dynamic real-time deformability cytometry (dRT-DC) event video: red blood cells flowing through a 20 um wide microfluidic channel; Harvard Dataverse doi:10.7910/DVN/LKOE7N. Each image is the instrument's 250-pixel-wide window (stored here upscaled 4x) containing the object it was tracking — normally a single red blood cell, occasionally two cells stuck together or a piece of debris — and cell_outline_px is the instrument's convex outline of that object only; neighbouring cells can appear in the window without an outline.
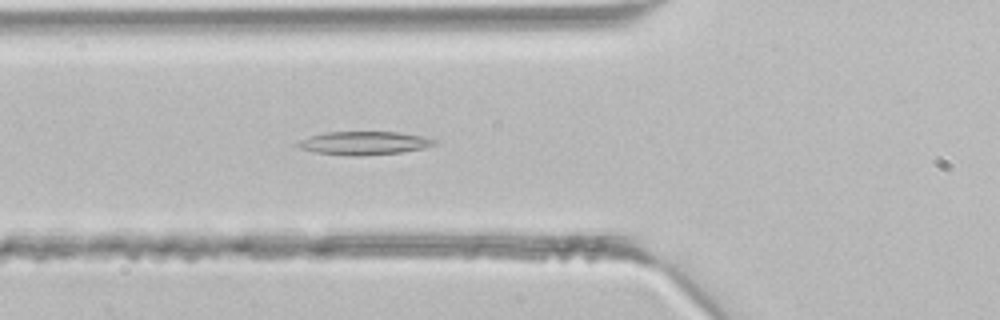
{"species": "common noctule bat (a hibernating species)", "species_latin": "Nyctalus noctula", "temperature_condition": "room temperature", "stored_images_in_passage": 41, "camera_frame_rate_fps": 3000, "um_per_image_px": 0.085, "animal": {"sex": "male", "body_mass_g": 21.5, "forearm_length_mm": 52.0}, "frame": {"image": 1, "passage_image": 14, "time_ms": 4.333, "image_size_px": [1000, 320], "cell_outline_px": [[436, 144], [424, 148], [400, 152], [316, 152], [300, 148], [296, 144], [300, 140], [312, 136], [328, 132], [396, 132], [424, 136], [436, 140]], "centroid_in_image_um": [31.03, 12.09], "position_along_channel_um": 94.8, "area_um2": 16.99}}
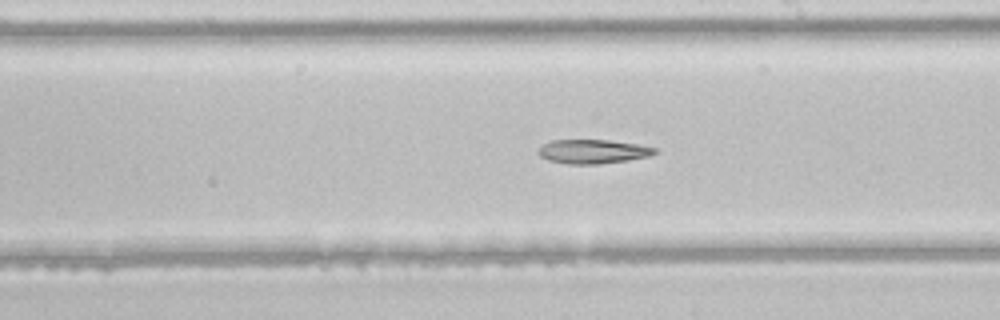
{"frame": {"image": 2, "passage_image": 23, "time_ms": 7.333, "image_size_px": [1000, 320], "cell_outline_px": [[660, 152], [648, 156], [628, 160], [600, 164], [568, 164], [548, 160], [540, 156], [536, 152], [544, 144], [552, 140], [608, 140], [636, 144], [656, 148]], "centroid_in_image_um": [50.4, 12.88], "position_along_channel_um": 238.6, "area_um2": 16.3}}
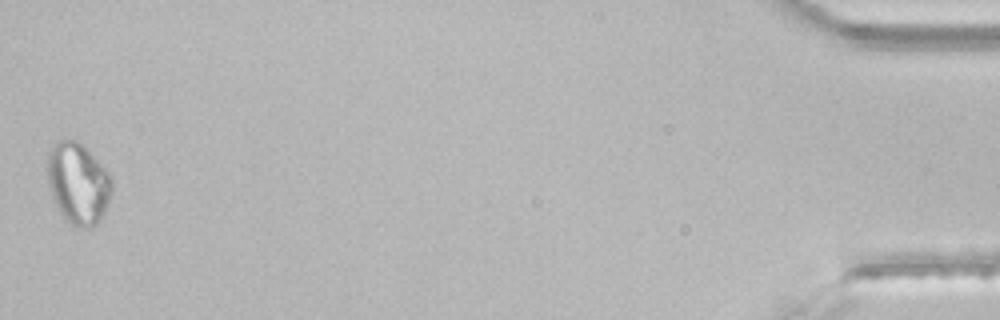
{"frame": {"image": 3, "passage_image": 41, "time_ms": 13.333, "image_size_px": [1000, 320], "cell_outline_px": [[112, 188], [104, 212], [100, 220], [92, 228], [80, 228], [64, 220], [52, 196], [48, 184], [48, 152], [52, 144], [56, 140], [76, 140], [112, 176]], "centroid_in_image_um": [6.62, 15.61], "position_along_channel_um": 428.6, "area_um2": 30.23}}